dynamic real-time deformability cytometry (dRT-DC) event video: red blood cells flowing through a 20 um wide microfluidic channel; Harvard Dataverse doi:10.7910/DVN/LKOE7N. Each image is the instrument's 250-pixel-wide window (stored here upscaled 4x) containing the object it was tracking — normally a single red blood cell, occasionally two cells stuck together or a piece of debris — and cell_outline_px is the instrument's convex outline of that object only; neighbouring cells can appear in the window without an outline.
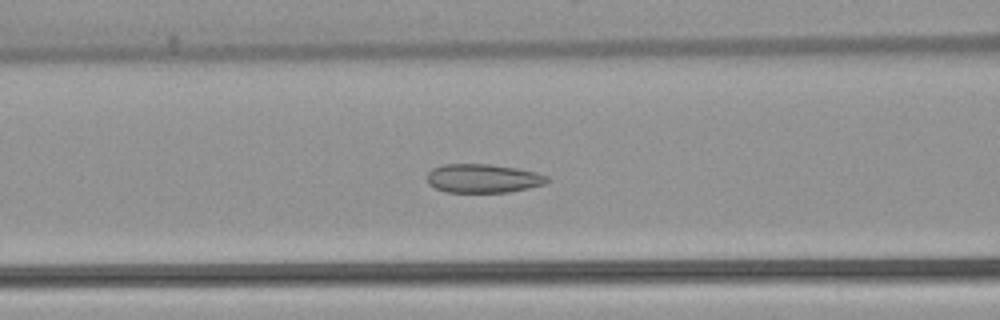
{"species": "common noctule bat (a hibernating species)", "species_latin": "Nyctalus noctula", "temperature_condition": "warm", "stored_images_in_passage": 53, "camera_frame_rate_fps": 3000, "um_per_image_px": 0.085, "animal": {"sex": "female", "body_mass_g": 22.7, "forearm_length_mm": 54.2}, "frame": {"image": 1, "passage_image": 22, "time_ms": 7.0, "image_size_px": [1000, 320], "cell_outline_px": [[552, 180], [544, 184], [528, 188], [508, 192], [444, 192], [428, 184], [428, 172], [432, 168], [444, 164], [488, 164], [516, 168], [536, 172], [548, 176]], "centroid_in_image_um": [41.07, 15.16], "position_along_channel_um": 125.5, "area_um2": 20.17}}
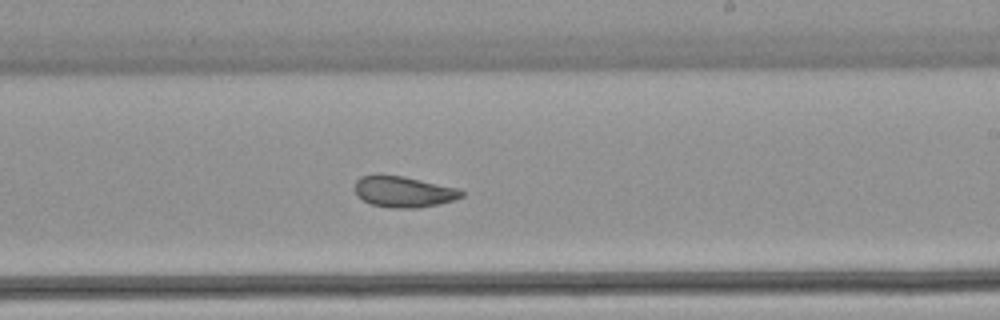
{"frame": {"image": 2, "passage_image": 32, "time_ms": 10.333, "image_size_px": [1000, 320], "cell_outline_px": [[464, 196], [456, 200], [416, 208], [392, 208], [372, 204], [364, 200], [356, 192], [356, 180], [360, 176], [404, 176], [460, 188], [464, 192]], "centroid_in_image_um": [34.39, 16.3], "position_along_channel_um": 254.6, "area_um2": 19.02}}
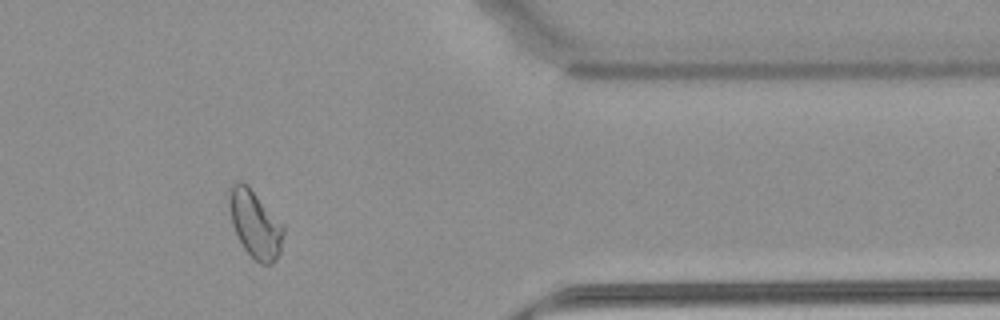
{"frame": {"image": 3, "passage_image": 44, "time_ms": 14.333, "image_size_px": [1000, 320], "cell_outline_px": [[284, 232], [280, 252], [276, 260], [272, 264], [260, 264], [244, 248], [232, 224], [228, 204], [228, 192], [232, 180], [240, 180], [248, 184], [284, 228]], "centroid_in_image_um": [21.64, 19.0], "position_along_channel_um": 389.8, "area_um2": 21.21}, "authors_computed_cell_mechanics": {"area_um2": 21.964, "velocity_mm_per_s": 3.8889, "shape_relaxation_time_tau1_ms": null, "shape_relaxation_time_tau2_ms": 1.3538, "deformation_change_tau1": null, "deformation_change_tau2": 0.0684}}